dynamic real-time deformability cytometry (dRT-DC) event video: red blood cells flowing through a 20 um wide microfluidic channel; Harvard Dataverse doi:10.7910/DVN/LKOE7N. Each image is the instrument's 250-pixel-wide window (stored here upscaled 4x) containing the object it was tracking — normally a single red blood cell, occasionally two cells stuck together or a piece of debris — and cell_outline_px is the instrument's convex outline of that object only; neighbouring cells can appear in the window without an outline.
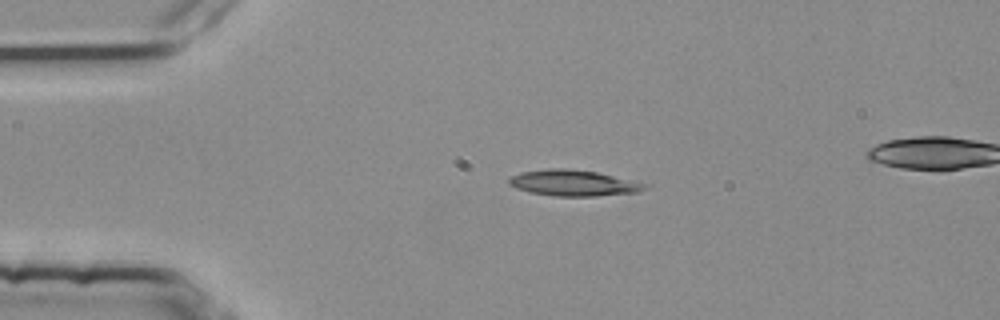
{"species": "common noctule bat (a hibernating species)", "species_latin": "Nyctalus noctula", "temperature_condition": "room temperature", "stored_images_in_passage": 5, "segment_of_instrument_passage": [1, 2], "camera_frame_rate_fps": 3000, "um_per_image_px": 0.085, "animal": {"sex": "female", "body_mass_g": 25.1}, "frame": {"image": 1, "passage_image": 3, "time_ms": 0.667, "image_size_px": [1000, 320], "cell_outline_px": [[648, 188], [640, 192], [596, 196], [556, 196], [528, 192], [516, 188], [508, 184], [508, 180], [512, 176], [520, 172], [552, 168], [564, 168], [596, 172], [644, 184]], "centroid_in_image_um": [48.68, 15.56], "position_along_channel_um": 36.3, "area_um2": 20.29}}